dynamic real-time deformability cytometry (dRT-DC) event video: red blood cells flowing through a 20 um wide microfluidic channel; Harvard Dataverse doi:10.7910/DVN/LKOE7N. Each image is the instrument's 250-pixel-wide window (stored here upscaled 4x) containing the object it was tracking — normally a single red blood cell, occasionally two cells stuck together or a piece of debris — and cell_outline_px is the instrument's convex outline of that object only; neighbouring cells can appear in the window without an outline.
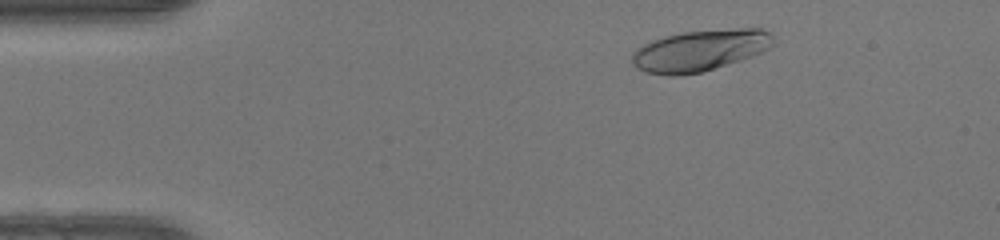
{"species": "human", "species_latin": "Homo sapiens", "temperature_condition": "warm", "stored_images_in_passage": 40, "camera_frame_rate_fps": 3000, "um_per_image_px": 0.085, "donor": {"sex": "female"}, "frame": {"image": 1, "passage_image": 4, "time_ms": 1.0, "image_size_px": [1000, 240], "cell_outline_px": [[776, 44], [760, 52], [740, 60], [700, 72], [676, 76], [668, 76], [644, 72], [636, 68], [632, 64], [632, 52], [636, 48], [652, 40], [664, 36], [680, 32], [740, 28], [760, 28], [768, 32], [776, 40]], "centroid_in_image_um": [59.46, 4.29], "position_along_channel_um": 25.5, "area_um2": 34.1}}
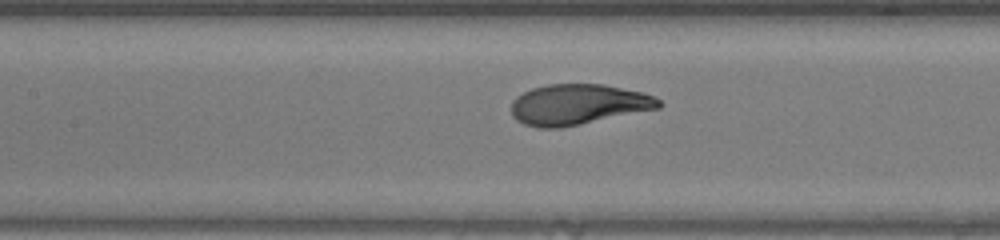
{"frame": {"image": 2, "passage_image": 19, "time_ms": 6.0, "image_size_px": [1000, 240], "cell_outline_px": [[664, 104], [660, 108], [560, 128], [536, 128], [524, 124], [516, 120], [512, 116], [512, 100], [516, 96], [532, 88], [548, 84], [604, 84], [644, 92], [656, 96]], "centroid_in_image_um": [49.16, 8.88], "position_along_channel_um": 158.2, "area_um2": 35.14}}
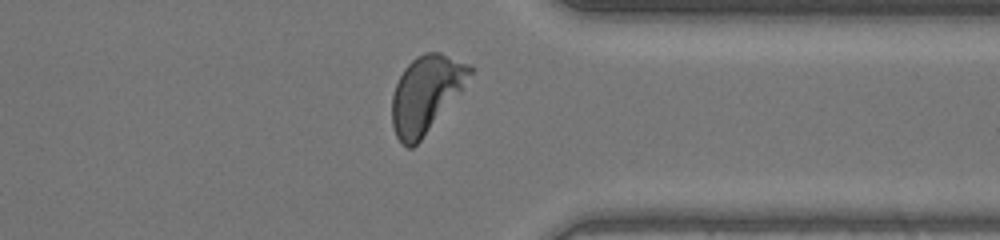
{"frame": {"image": 3, "passage_image": 35, "time_ms": 11.333, "image_size_px": [1000, 240], "cell_outline_px": [[476, 68], [420, 140], [412, 148], [408, 148], [396, 136], [392, 124], [392, 96], [396, 84], [404, 68], [416, 56], [424, 52], [440, 52], [472, 64]], "centroid_in_image_um": [36.18, 7.93], "position_along_channel_um": 375.2, "area_um2": 33.93}, "authors_computed_cell_mechanics": {"area_um2": 34.2754, "velocity_mm_per_s": 4.1475, "shape_relaxation_time_tau1_ms": 2.4968, "shape_relaxation_time_tau2_ms": null, "deformation_change_tau1": 0.2027, "deformation_change_tau2": null}}